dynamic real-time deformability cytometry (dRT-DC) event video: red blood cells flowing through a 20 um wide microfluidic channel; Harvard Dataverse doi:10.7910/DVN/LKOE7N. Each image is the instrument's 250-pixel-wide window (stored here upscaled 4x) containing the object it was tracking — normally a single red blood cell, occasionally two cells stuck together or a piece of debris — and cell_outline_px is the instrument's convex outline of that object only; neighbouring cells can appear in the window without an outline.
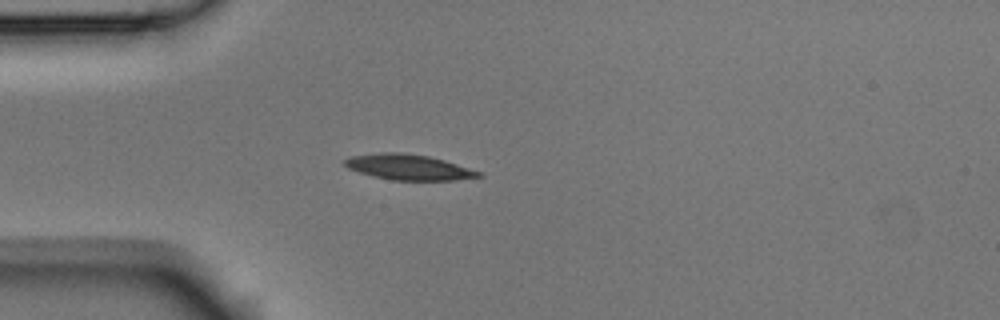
{"species": "Egyptian fruit bat (a non-hibernating species)", "species_latin": "Rousettus aegyptiacus", "temperature_condition": "room temperature", "stored_images_in_passage": 5, "camera_frame_rate_fps": 3000, "um_per_image_px": 0.085, "animal": {"sex": "male"}, "frame": {"image": 1, "passage_image": 4, "time_ms": 1.0, "image_size_px": [1000, 320], "cell_outline_px": [[484, 176], [452, 180], [392, 180], [360, 172], [348, 168], [344, 164], [344, 160], [352, 156], [380, 152], [404, 152], [428, 156], [444, 160], [480, 172]], "centroid_in_image_um": [34.72, 14.2], "position_along_channel_um": 50.3, "area_um2": 19.59}}